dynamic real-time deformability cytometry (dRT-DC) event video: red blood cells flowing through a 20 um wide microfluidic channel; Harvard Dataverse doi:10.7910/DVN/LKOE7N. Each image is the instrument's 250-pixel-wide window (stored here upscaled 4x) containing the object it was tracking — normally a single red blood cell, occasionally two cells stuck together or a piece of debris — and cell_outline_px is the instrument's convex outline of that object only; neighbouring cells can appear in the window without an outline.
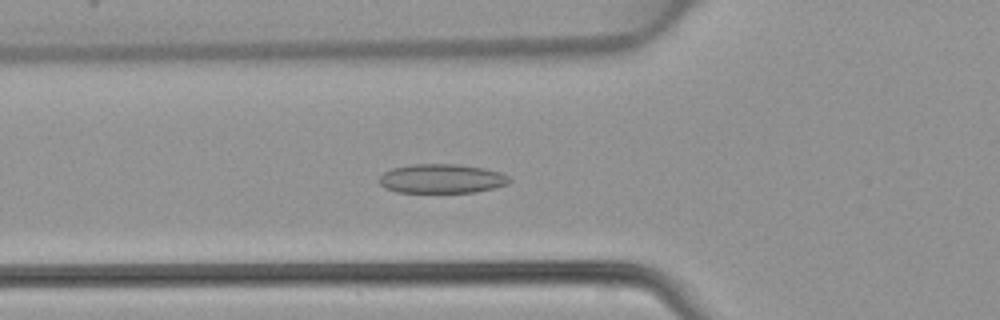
{"species": "common noctule bat (a hibernating species)", "species_latin": "Nyctalus noctula", "temperature_condition": "warm", "stored_images_in_passage": 47, "camera_frame_rate_fps": 3000, "um_per_image_px": 0.085, "animal": {"sex": "female", "body_mass_g": 22.7, "forearm_length_mm": 54.2}, "frame": {"image": 1, "passage_image": 17, "time_ms": 5.333, "image_size_px": [1000, 320], "cell_outline_px": [[512, 180], [508, 184], [476, 192], [396, 192], [384, 188], [376, 180], [384, 172], [392, 168], [412, 164], [456, 164], [484, 168], [500, 172], [508, 176]], "centroid_in_image_um": [37.51, 15.18], "position_along_channel_um": 88.3, "area_um2": 22.25}}
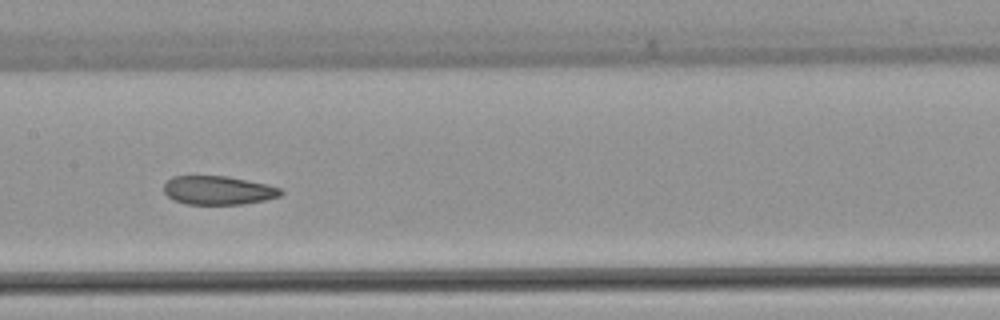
{"frame": {"image": 2, "passage_image": 24, "time_ms": 7.667, "image_size_px": [1000, 320], "cell_outline_px": [[284, 192], [280, 196], [264, 200], [244, 204], [188, 204], [172, 200], [164, 192], [164, 184], [172, 176], [228, 176], [248, 180], [280, 188]], "centroid_in_image_um": [18.53, 16.18], "position_along_channel_um": 188.9, "area_um2": 19.54}}
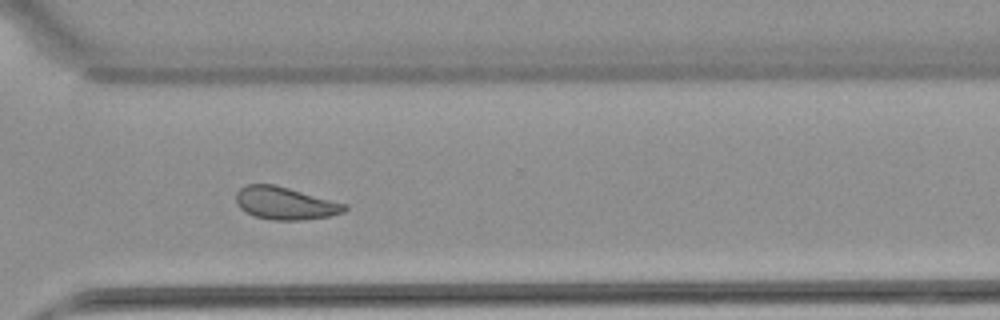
{"frame": {"image": 3, "passage_image": 35, "time_ms": 11.333, "image_size_px": [1000, 320], "cell_outline_px": [[348, 208], [344, 212], [328, 216], [300, 220], [272, 220], [252, 216], [240, 208], [236, 204], [236, 192], [240, 188], [248, 184], [276, 184], [348, 204]], "centroid_in_image_um": [24.23, 17.27], "position_along_channel_um": 346.4, "area_um2": 20.87}}